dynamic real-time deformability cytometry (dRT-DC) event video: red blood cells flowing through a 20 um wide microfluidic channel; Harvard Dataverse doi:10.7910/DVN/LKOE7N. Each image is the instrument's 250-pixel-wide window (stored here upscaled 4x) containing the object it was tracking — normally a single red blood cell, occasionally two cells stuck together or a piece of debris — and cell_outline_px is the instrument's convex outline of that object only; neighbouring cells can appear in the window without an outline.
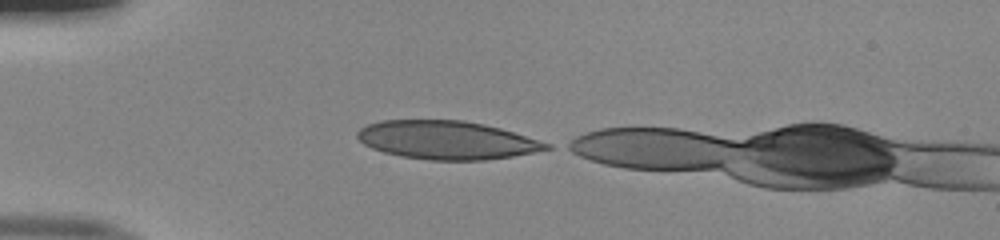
{"species": "human", "species_latin": "Homo sapiens", "temperature_condition": "room temperature", "stored_images_in_passage": 32, "camera_frame_rate_fps": 3000, "um_per_image_px": 0.085, "donor": {"sex": "male"}, "frame": {"image": 1, "passage_image": 1, "time_ms": 0.0, "image_size_px": [1000, 240], "cell_outline_px": [[552, 148], [512, 156], [484, 160], [428, 160], [400, 156], [384, 152], [372, 148], [364, 144], [356, 136], [356, 132], [360, 128], [368, 124], [380, 120], [464, 120], [484, 124], [500, 128], [552, 144]], "centroid_in_image_um": [37.94, 11.9], "position_along_channel_um": 47.1, "area_um2": 42.19}}
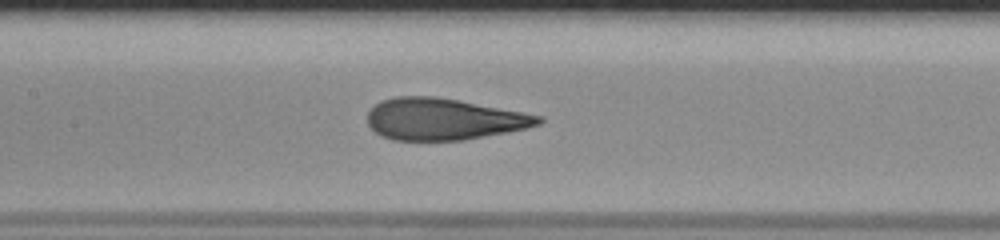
{"frame": {"image": 2, "passage_image": 12, "time_ms": 3.667, "image_size_px": [1000, 240], "cell_outline_px": [[544, 120], [540, 124], [528, 128], [508, 132], [464, 140], [392, 140], [380, 136], [368, 124], [368, 112], [380, 100], [396, 96], [432, 96], [456, 100], [544, 116]], "centroid_in_image_um": [37.71, 10.13], "position_along_channel_um": 169.7, "area_um2": 41.38}}
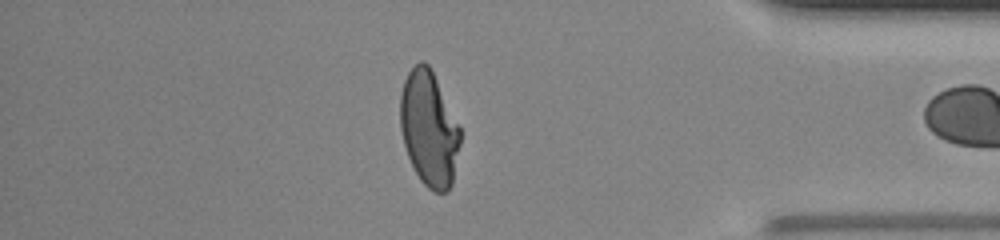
{"frame": {"image": 3, "passage_image": 31, "time_ms": 10.0, "image_size_px": [1000, 240], "cell_outline_px": [[460, 144], [452, 184], [448, 192], [432, 192], [420, 180], [408, 156], [404, 144], [400, 128], [400, 96], [404, 80], [408, 72], [420, 60], [424, 60], [432, 68], [460, 128]], "centroid_in_image_um": [36.46, 10.92], "position_along_channel_um": 398.7, "area_um2": 40.34}}